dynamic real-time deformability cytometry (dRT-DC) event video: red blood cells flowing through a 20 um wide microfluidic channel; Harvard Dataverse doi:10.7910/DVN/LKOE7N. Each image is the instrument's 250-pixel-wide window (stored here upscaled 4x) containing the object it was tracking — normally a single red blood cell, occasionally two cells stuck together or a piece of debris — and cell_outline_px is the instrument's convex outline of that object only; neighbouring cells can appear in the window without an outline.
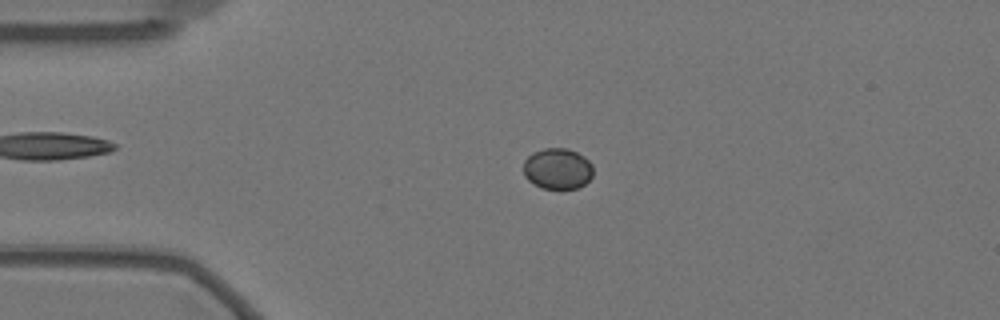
{"species": "Egyptian fruit bat (a non-hibernating species)", "species_latin": "Rousettus aegyptiacus", "temperature_condition": "warm", "stored_images_in_passage": 58, "camera_frame_rate_fps": 3000, "um_per_image_px": 0.085, "animal": {"sex": "female"}, "frame": {"image": 1, "passage_image": 13, "time_ms": 4.0, "image_size_px": [1000, 320], "cell_outline_px": [[592, 176], [584, 184], [576, 188], [544, 188], [528, 180], [524, 176], [524, 160], [532, 152], [544, 148], [568, 148], [584, 156], [592, 164]], "centroid_in_image_um": [47.38, 14.31], "position_along_channel_um": 37.6, "area_um2": 16.53}}
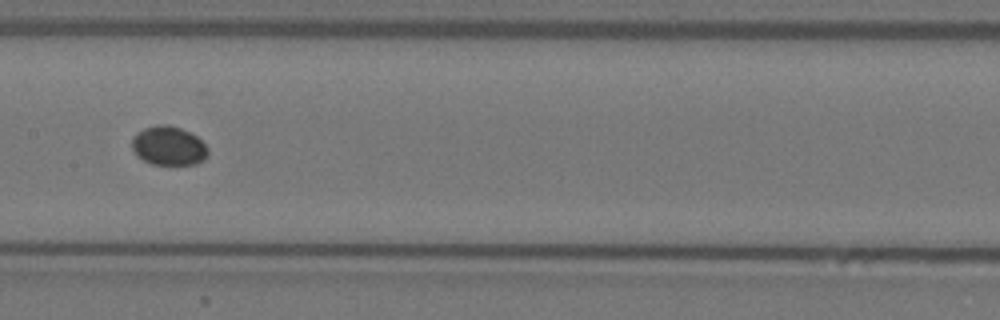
{"frame": {"image": 2, "passage_image": 29, "time_ms": 9.333, "image_size_px": [1000, 320], "cell_outline_px": [[208, 156], [204, 160], [196, 164], [152, 164], [144, 160], [132, 148], [132, 136], [136, 132], [144, 128], [156, 124], [168, 124], [180, 128], [196, 136], [208, 148]], "centroid_in_image_um": [14.33, 12.38], "position_along_channel_um": 193.1, "area_um2": 17.22}}
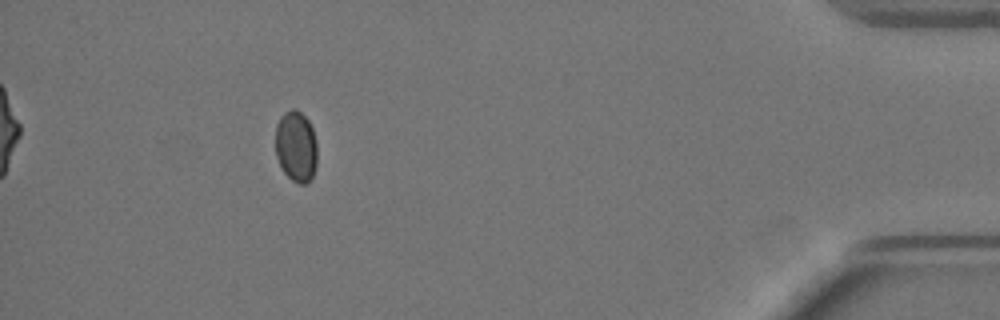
{"frame": {"image": 3, "passage_image": 53, "time_ms": 17.333, "image_size_px": [1000, 320], "cell_outline_px": [[316, 168], [312, 176], [304, 184], [300, 184], [292, 180], [284, 172], [276, 156], [276, 124], [280, 116], [284, 112], [292, 108], [296, 108], [308, 120], [312, 128], [316, 140]], "centroid_in_image_um": [25.16, 12.41], "position_along_channel_um": 410.0, "area_um2": 17.28}}